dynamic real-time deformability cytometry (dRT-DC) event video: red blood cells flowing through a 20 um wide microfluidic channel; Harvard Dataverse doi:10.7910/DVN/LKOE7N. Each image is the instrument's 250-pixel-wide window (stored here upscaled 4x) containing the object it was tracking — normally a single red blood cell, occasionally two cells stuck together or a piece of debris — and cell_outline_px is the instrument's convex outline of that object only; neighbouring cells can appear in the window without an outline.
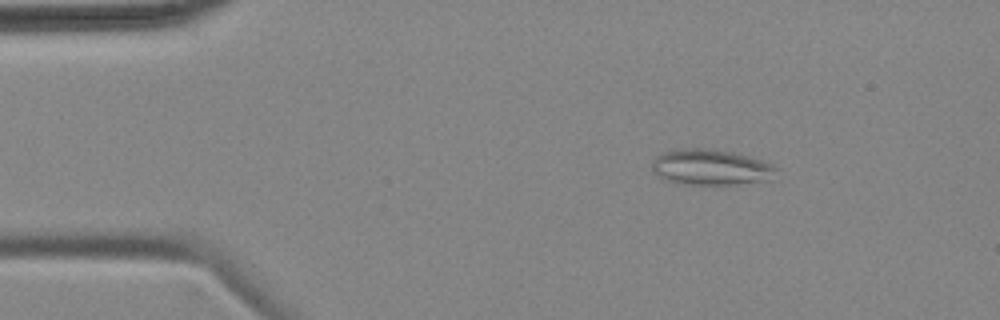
{"species": "common noctule bat (a hibernating species)", "species_latin": "Nyctalus noctula", "temperature_condition": "cold", "stored_images_in_passage": 5, "camera_frame_rate_fps": 3000, "um_per_image_px": 0.085, "animal": {"sex": "female", "body_mass_g": 18.4}, "frame": {"image": 1, "passage_image": 3, "time_ms": 2.333, "image_size_px": [1000, 320], "cell_outline_px": [[776, 168], [772, 180], [736, 184], [684, 184], [664, 180], [652, 168], [652, 160], [660, 152], [684, 148], [700, 148], [732, 152], [748, 156], [772, 164]], "centroid_in_image_um": [60.4, 14.21], "position_along_channel_um": 24.6, "area_um2": 25.72}}